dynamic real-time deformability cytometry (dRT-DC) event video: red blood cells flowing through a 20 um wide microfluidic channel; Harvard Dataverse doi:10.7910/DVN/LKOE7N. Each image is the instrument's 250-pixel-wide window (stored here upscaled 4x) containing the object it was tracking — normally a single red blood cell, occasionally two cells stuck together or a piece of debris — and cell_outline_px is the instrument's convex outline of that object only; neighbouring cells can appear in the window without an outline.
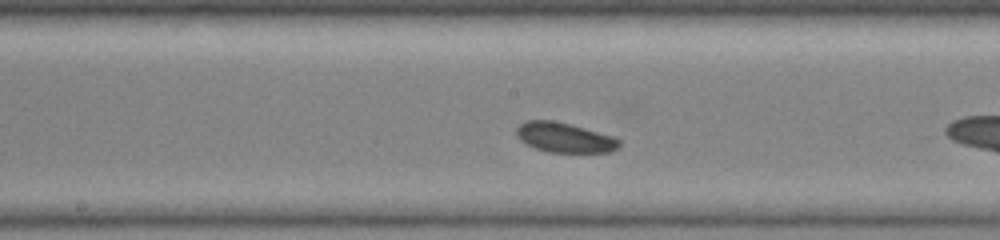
{"species": "common noctule bat (a hibernating species)", "species_latin": "Nyctalus noctula", "temperature_condition": "warm", "stored_images_in_passage": 27, "camera_frame_rate_fps": 3000, "um_per_image_px": 0.085, "animal": {"sex": "female", "body_mass_g": 19.0, "forearm_length_mm": 51.5}, "frame": {"image": 1, "passage_image": 13, "time_ms": 4.0, "image_size_px": [1000, 240], "cell_outline_px": [[620, 148], [612, 152], [548, 152], [536, 148], [520, 140], [516, 136], [516, 128], [520, 124], [528, 120], [552, 120], [584, 128], [612, 136], [620, 140]], "centroid_in_image_um": [47.99, 11.7], "position_along_channel_um": 200.2, "area_um2": 17.74}}